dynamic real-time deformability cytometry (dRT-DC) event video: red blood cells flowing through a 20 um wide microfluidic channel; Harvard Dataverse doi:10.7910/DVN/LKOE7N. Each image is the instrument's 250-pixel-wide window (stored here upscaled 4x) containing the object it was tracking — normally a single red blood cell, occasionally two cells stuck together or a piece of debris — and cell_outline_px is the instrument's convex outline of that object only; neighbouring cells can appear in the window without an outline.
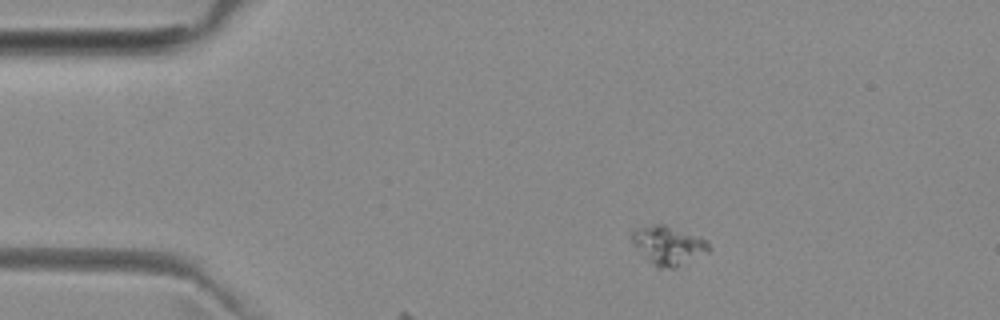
{"species": "common noctule bat (a hibernating species)", "species_latin": "Nyctalus noctula", "temperature_condition": "room temperature", "stored_images_in_passage": 4, "camera_frame_rate_fps": 3000, "um_per_image_px": 0.085, "animal": {"sex": "female", "body_mass_g": 29.2, "forearm_length_mm": 56.3}, "frame": {"image": 1, "passage_image": 2, "time_ms": 1.0, "image_size_px": [1000, 320], "cell_outline_px": [[712, 248], [708, 252], [676, 268], [656, 268], [632, 244], [628, 236], [636, 228], [656, 224], [664, 224], [700, 236], [708, 240]], "centroid_in_image_um": [56.81, 20.85], "position_along_channel_um": 28.2, "area_um2": 17.74}}